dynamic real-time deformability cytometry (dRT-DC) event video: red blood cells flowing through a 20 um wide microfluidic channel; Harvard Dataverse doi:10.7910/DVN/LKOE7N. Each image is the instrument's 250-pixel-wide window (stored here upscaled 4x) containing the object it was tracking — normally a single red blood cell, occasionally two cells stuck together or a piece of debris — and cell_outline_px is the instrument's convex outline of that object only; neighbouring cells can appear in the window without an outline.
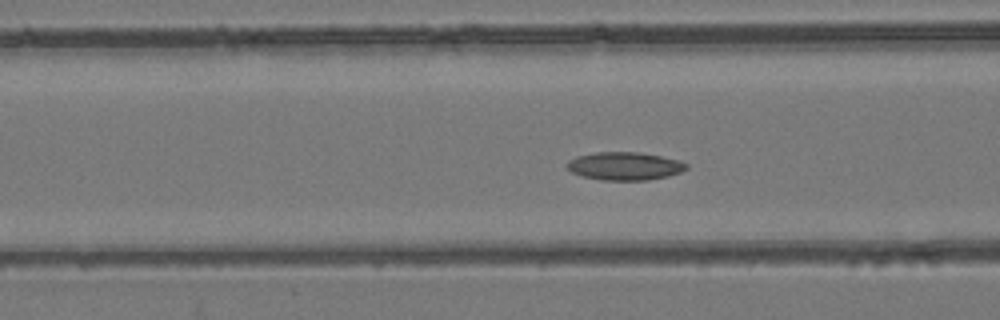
{"species": "common noctule bat (a hibernating species)", "species_latin": "Nyctalus noctula", "temperature_condition": "room temperature", "stored_images_in_passage": 57, "camera_frame_rate_fps": 3000, "um_per_image_px": 0.085, "animal": {"sex": "female", "body_mass_g": 24.6, "forearm_length_mm": 56.2}, "frame": {"image": 1, "passage_image": 22, "time_ms": 7.0, "image_size_px": [1000, 320], "cell_outline_px": [[688, 168], [680, 172], [668, 176], [648, 180], [604, 180], [584, 176], [572, 172], [564, 164], [568, 160], [576, 156], [596, 152], [640, 152], [680, 160], [688, 164]], "centroid_in_image_um": [53.1, 14.11], "position_along_channel_um": 113.5, "area_um2": 19.54}}
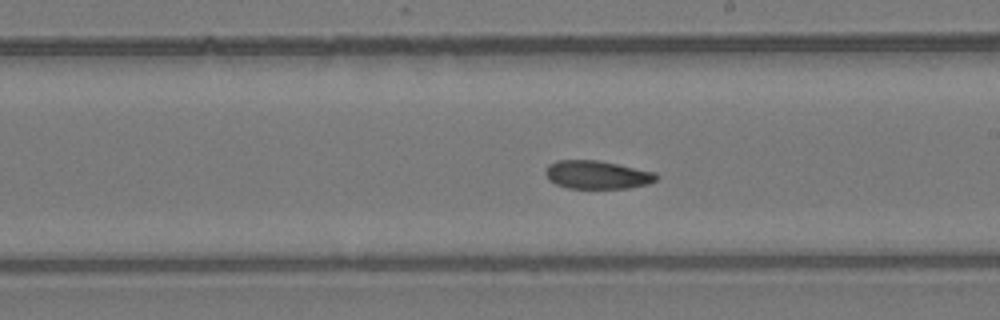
{"frame": {"image": 2, "passage_image": 32, "time_ms": 10.333, "image_size_px": [1000, 320], "cell_outline_px": [[660, 176], [656, 180], [648, 184], [628, 188], [568, 188], [556, 184], [548, 180], [544, 172], [548, 164], [556, 160], [596, 160], [656, 172]], "centroid_in_image_um": [50.74, 14.85], "position_along_channel_um": 238.3, "area_um2": 18.32}}
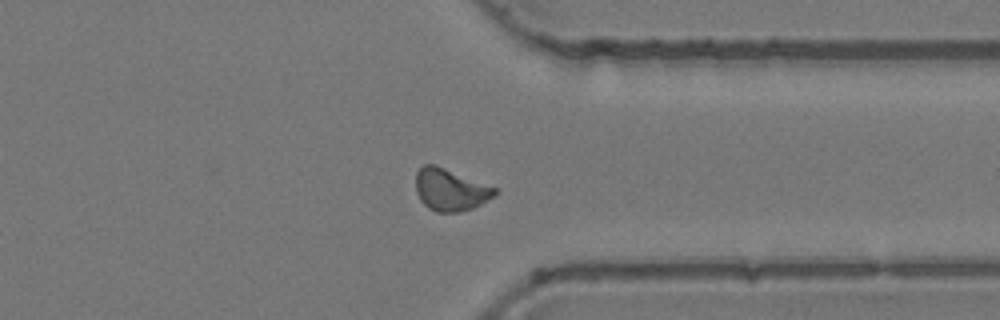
{"frame": {"image": 3, "passage_image": 43, "time_ms": 14.0, "image_size_px": [1000, 320], "cell_outline_px": [[496, 192], [492, 196], [480, 204], [472, 208], [460, 212], [436, 212], [428, 208], [420, 200], [416, 192], [416, 172], [424, 164], [436, 164], [496, 188]], "centroid_in_image_um": [38.23, 16.12], "position_along_channel_um": 373.2, "area_um2": 19.19}}